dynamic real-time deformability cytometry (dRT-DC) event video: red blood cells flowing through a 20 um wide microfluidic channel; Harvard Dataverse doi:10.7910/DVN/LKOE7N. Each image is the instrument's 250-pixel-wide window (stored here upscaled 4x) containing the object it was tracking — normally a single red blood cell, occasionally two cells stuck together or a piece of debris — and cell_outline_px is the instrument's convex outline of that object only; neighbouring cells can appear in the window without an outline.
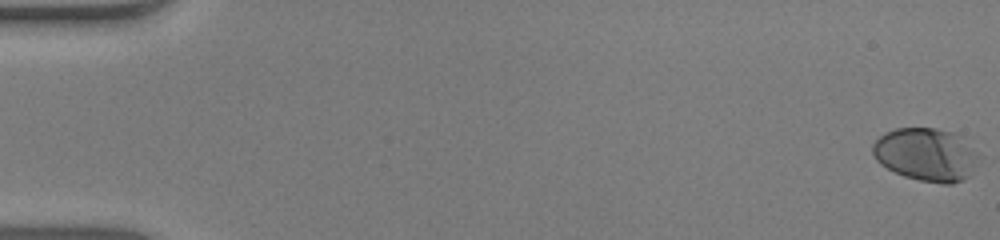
{"species": "human", "species_latin": "Homo sapiens", "temperature_condition": "warm", "stored_images_in_passage": 54, "camera_frame_rate_fps": 3000, "um_per_image_px": 0.085, "donor": {"sex": "male"}, "frame": {"image": 1, "passage_image": 1, "time_ms": 0.0, "image_size_px": [1000, 240], "cell_outline_px": [[976, 156], [972, 176], [964, 180], [952, 184], [944, 184], [920, 180], [904, 176], [880, 164], [876, 160], [872, 152], [872, 144], [884, 132], [896, 128], [936, 128], [952, 132], [976, 152]], "centroid_in_image_um": [78.67, 13.15], "position_along_channel_um": 6.3, "area_um2": 32.43}}
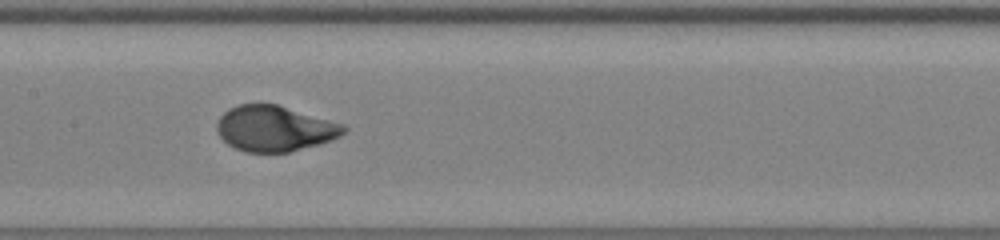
{"frame": {"image": 2, "passage_image": 28, "time_ms": 9.0, "image_size_px": [1000, 240], "cell_outline_px": [[348, 128], [340, 136], [332, 140], [320, 144], [288, 152], [248, 152], [236, 148], [228, 144], [216, 132], [216, 124], [220, 116], [228, 108], [240, 104], [276, 104], [344, 124]], "centroid_in_image_um": [23.34, 10.92], "position_along_channel_um": 184.1, "area_um2": 33.64}}
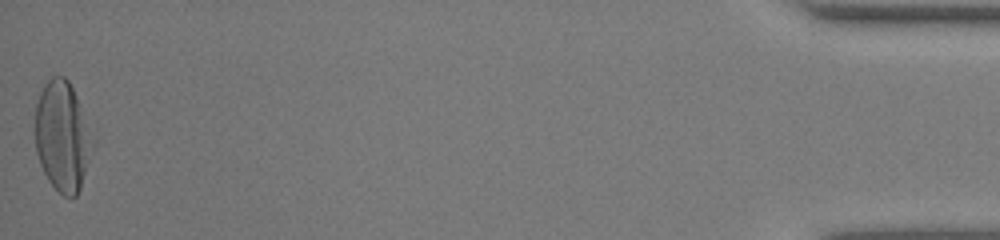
{"frame": {"image": 3, "passage_image": 54, "time_ms": 17.667, "image_size_px": [1000, 240], "cell_outline_px": [[96, 140], [80, 188], [76, 196], [64, 196], [48, 180], [40, 164], [36, 152], [32, 132], [36, 104], [40, 92], [44, 84], [52, 76], [64, 76], [68, 80], [96, 136]], "centroid_in_image_um": [5.3, 11.56], "position_along_channel_um": 429.9, "area_um2": 37.74}, "authors_computed_cell_mechanics": {"area_um2": 33.0327, "velocity_mm_per_s": 3.9294, "shape_relaxation_time_tau1_ms": 3.8624, "shape_relaxation_time_tau2_ms": null, "deformation_change_tau1": 0.225, "deformation_change_tau2": null}}